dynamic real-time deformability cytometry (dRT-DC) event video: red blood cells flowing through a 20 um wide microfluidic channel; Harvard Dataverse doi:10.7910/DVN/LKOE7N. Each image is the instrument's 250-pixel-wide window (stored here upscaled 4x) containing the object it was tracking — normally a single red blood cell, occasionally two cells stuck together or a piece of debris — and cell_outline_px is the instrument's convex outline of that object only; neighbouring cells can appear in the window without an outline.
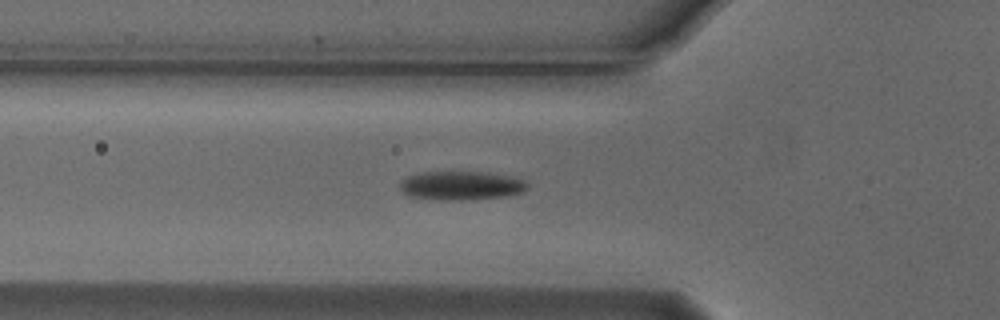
{"species": "Egyptian fruit bat (a non-hibernating species)", "species_latin": "Rousettus aegyptiacus", "temperature_condition": "cold", "stored_images_in_passage": 33, "camera_frame_rate_fps": 3000, "um_per_image_px": 0.085, "animal": {"sex": "male"}, "frame": {"image": 1, "passage_image": 3, "time_ms": 0.667, "image_size_px": [1000, 320], "cell_outline_px": [[528, 188], [524, 192], [508, 196], [464, 200], [440, 200], [408, 196], [400, 188], [400, 184], [408, 176], [424, 172], [488, 172], [508, 176], [524, 180], [528, 184]], "centroid_in_image_um": [39.24, 15.78], "position_along_channel_um": 86.6, "area_um2": 21.39}}
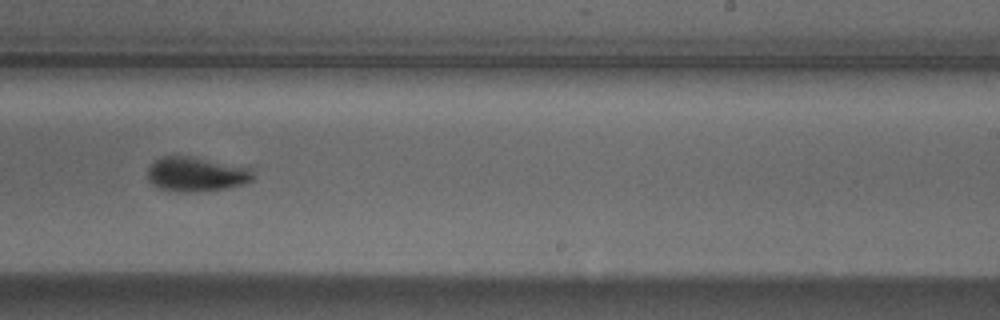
{"frame": {"image": 2, "passage_image": 18, "time_ms": 5.667, "image_size_px": [1000, 320], "cell_outline_px": [[252, 180], [228, 188], [192, 192], [168, 192], [152, 184], [148, 180], [148, 168], [160, 156], [188, 156], [252, 168]], "centroid_in_image_um": [16.63, 14.82], "position_along_channel_um": 272.4, "area_um2": 21.1}}
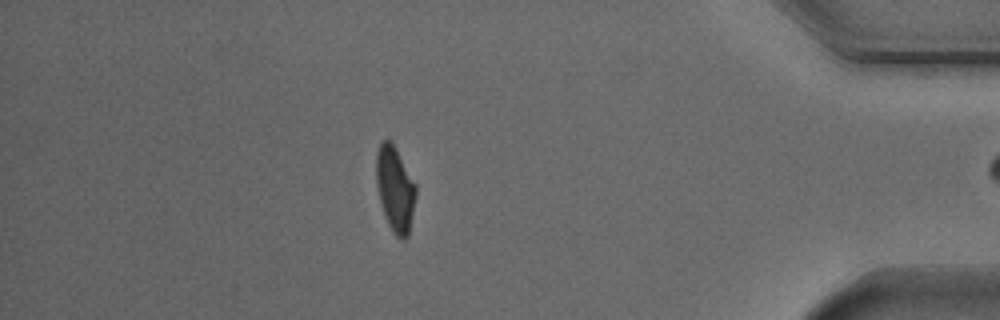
{"frame": {"image": 3, "passage_image": 32, "time_ms": 10.333, "image_size_px": [1000, 320], "cell_outline_px": [[416, 196], [408, 236], [404, 240], [400, 240], [392, 232], [384, 216], [376, 184], [376, 152], [380, 144], [384, 140], [392, 140], [416, 184]], "centroid_in_image_um": [33.58, 16.07], "position_along_channel_um": 401.6, "area_um2": 19.88}}